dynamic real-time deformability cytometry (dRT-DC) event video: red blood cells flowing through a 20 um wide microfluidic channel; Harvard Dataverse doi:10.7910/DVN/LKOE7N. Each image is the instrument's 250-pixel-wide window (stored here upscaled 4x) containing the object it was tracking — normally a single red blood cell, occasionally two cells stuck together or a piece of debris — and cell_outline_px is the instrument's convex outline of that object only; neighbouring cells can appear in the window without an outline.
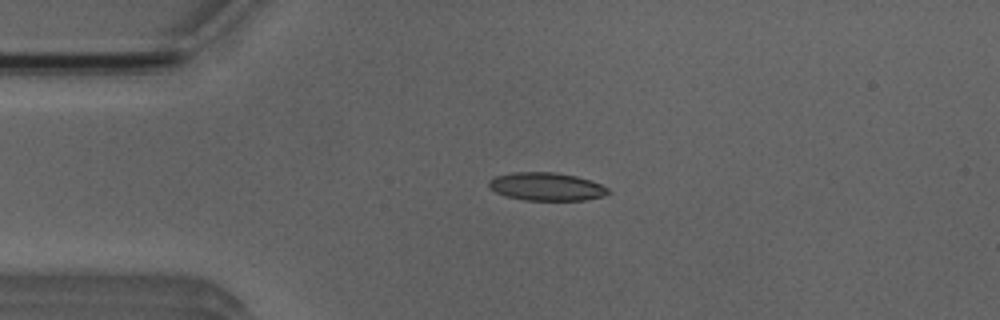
{"species": "Egyptian fruit bat (a non-hibernating species)", "species_latin": "Rousettus aegyptiacus", "temperature_condition": "room temperature", "stored_images_in_passage": 4, "camera_frame_rate_fps": 3000, "um_per_image_px": 0.085, "animal": {"sex": "male"}, "frame": {"image": 1, "passage_image": 3, "time_ms": 2.667, "image_size_px": [1000, 320], "cell_outline_px": [[612, 192], [604, 196], [584, 200], [524, 200], [504, 196], [496, 192], [488, 184], [488, 180], [496, 176], [512, 172], [552, 172], [576, 176], [600, 184], [608, 188]], "centroid_in_image_um": [46.45, 15.86], "position_along_channel_um": 38.6, "area_um2": 19.48}}